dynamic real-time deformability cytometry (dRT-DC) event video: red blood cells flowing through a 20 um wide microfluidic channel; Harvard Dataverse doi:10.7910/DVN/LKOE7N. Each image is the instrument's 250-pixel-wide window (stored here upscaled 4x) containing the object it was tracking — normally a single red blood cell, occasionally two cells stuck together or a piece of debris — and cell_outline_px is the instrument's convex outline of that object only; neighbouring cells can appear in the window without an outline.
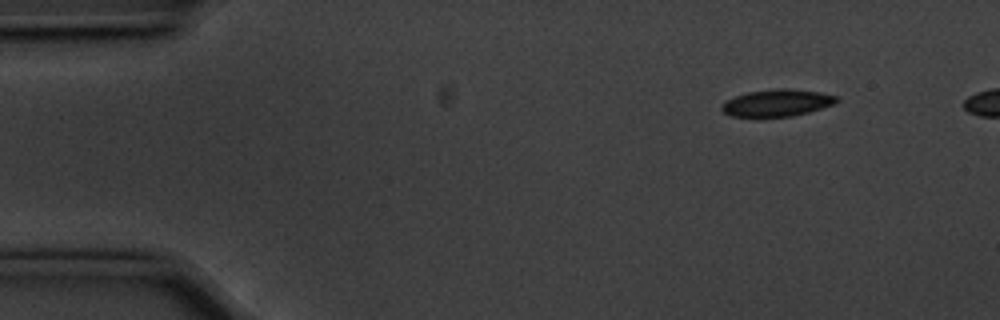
{"species": "common noctule bat (a hibernating species)", "species_latin": "Nyctalus noctula", "temperature_condition": "cold", "stored_images_in_passage": 46, "camera_frame_rate_fps": 3000, "um_per_image_px": 0.085, "animal": {"sex": "male", "body_mass_g": 20.1, "forearm_length_mm": 53.5}, "frame": {"image": 1, "passage_image": 1, "time_ms": 0.0, "image_size_px": [1000, 320], "cell_outline_px": [[840, 100], [832, 104], [808, 112], [792, 116], [732, 116], [724, 112], [720, 108], [720, 104], [724, 100], [748, 92], [776, 88], [788, 88], [820, 92], [840, 96]], "centroid_in_image_um": [66.04, 8.72], "position_along_channel_um": 19.0, "area_um2": 18.03}}
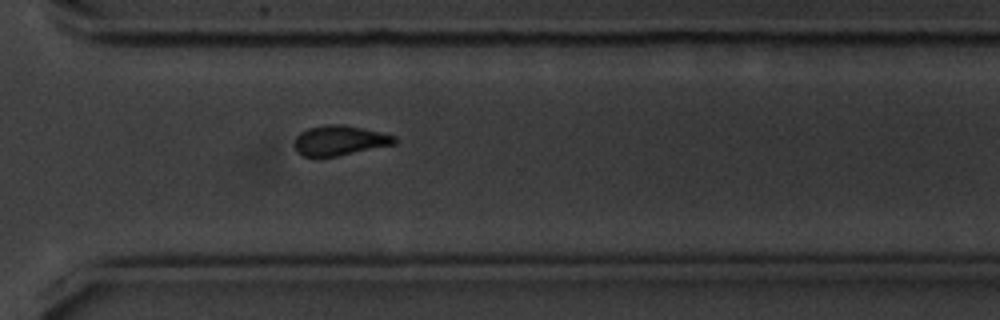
{"frame": {"image": 2, "passage_image": 35, "time_ms": 11.333, "image_size_px": [1000, 320], "cell_outline_px": [[396, 144], [336, 156], [304, 156], [296, 152], [292, 144], [296, 136], [300, 132], [308, 128], [324, 124], [344, 124], [380, 132], [396, 136]], "centroid_in_image_um": [28.83, 11.93], "position_along_channel_um": 341.8, "area_um2": 17.57}}
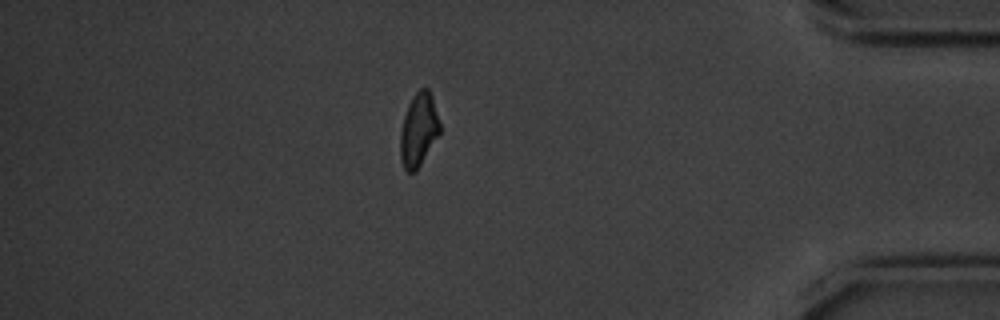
{"frame": {"image": 3, "passage_image": 43, "time_ms": 14.0, "image_size_px": [1000, 320], "cell_outline_px": [[440, 132], [416, 172], [408, 172], [404, 168], [400, 160], [400, 132], [404, 116], [408, 104], [412, 96], [420, 88], [428, 88], [432, 96], [440, 124]], "centroid_in_image_um": [35.57, 11.04], "position_along_channel_um": 399.6, "area_um2": 16.88}}